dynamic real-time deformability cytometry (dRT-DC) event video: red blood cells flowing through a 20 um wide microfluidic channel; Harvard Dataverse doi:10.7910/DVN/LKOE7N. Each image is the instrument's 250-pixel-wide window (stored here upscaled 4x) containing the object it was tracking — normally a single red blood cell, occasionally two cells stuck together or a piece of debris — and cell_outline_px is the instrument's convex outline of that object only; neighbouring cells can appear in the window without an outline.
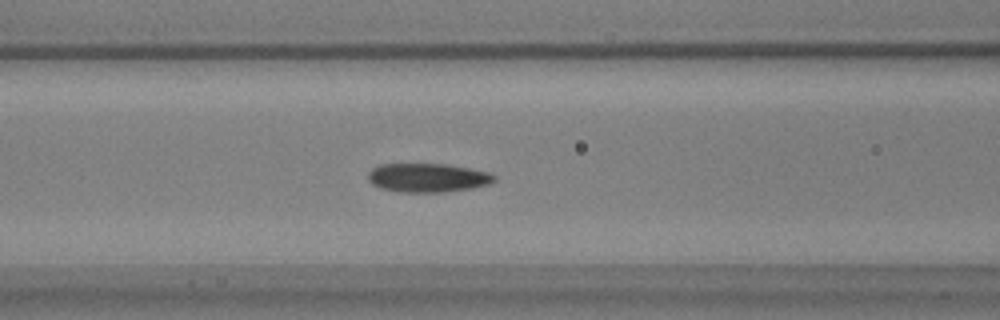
{"species": "common noctule bat (a hibernating species)", "species_latin": "Nyctalus noctula", "temperature_condition": "warm", "stored_images_in_passage": 51, "camera_frame_rate_fps": 3000, "um_per_image_px": 0.085, "animal": {"sex": "male", "body_mass_g": 17.9, "forearm_length_mm": 54.2}, "frame": {"image": 1, "passage_image": 18, "time_ms": 5.667, "image_size_px": [1000, 320], "cell_outline_px": [[496, 180], [488, 184], [472, 188], [444, 192], [396, 192], [380, 188], [372, 184], [368, 180], [368, 172], [372, 168], [380, 164], [448, 164], [488, 172], [496, 176]], "centroid_in_image_um": [36.32, 15.11], "position_along_channel_um": 130.3, "area_um2": 21.33}}
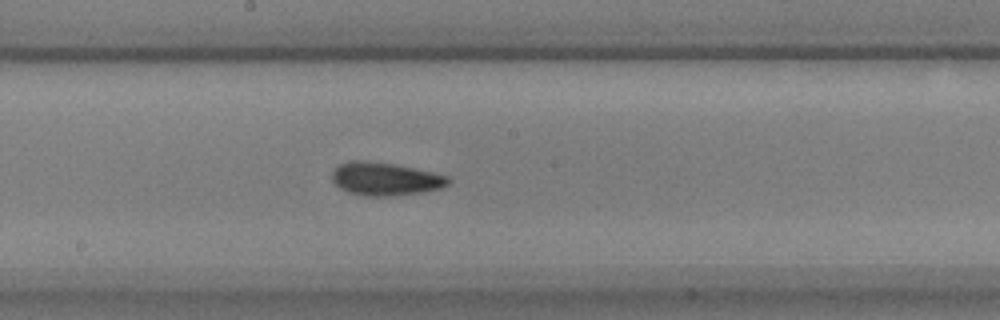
{"frame": {"image": 2, "passage_image": 25, "time_ms": 8.0, "image_size_px": [1000, 320], "cell_outline_px": [[452, 180], [448, 184], [440, 188], [424, 192], [388, 196], [364, 196], [348, 192], [340, 188], [332, 180], [332, 172], [340, 164], [352, 160], [364, 160], [392, 164], [432, 172], [448, 176]], "centroid_in_image_um": [32.74, 15.21], "position_along_channel_um": 215.5, "area_um2": 22.25}}
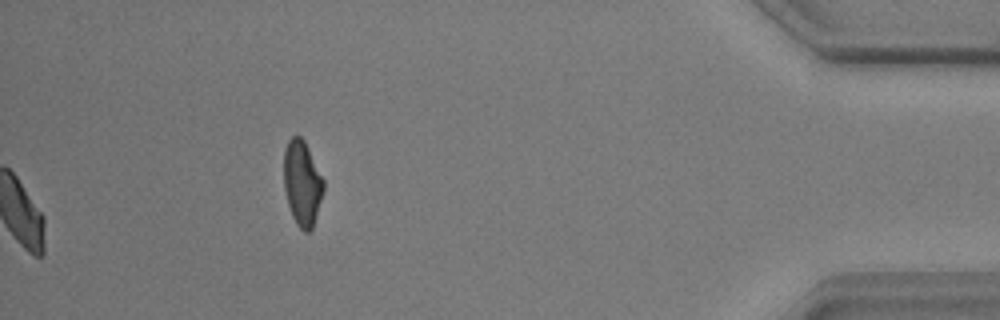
{"frame": {"image": 3, "passage_image": 51, "time_ms": 16.667, "image_size_px": [1000, 320], "cell_outline_px": [[324, 188], [312, 228], [308, 232], [304, 232], [296, 224], [292, 216], [288, 204], [284, 188], [284, 148], [288, 140], [292, 136], [300, 136], [304, 140], [324, 180]], "centroid_in_image_um": [25.67, 15.55], "position_along_channel_um": 409.5, "area_um2": 19.54}, "authors_computed_cell_mechanics": {"area_um2": 20.9236, "velocity_mm_per_s": 3.6514, "shape_relaxation_time_tau1_ms": 4.4871, "shape_relaxation_time_tau2_ms": 3.0775, "deformation_change_tau1": 0.126, "deformation_change_tau2": 0.0785}}